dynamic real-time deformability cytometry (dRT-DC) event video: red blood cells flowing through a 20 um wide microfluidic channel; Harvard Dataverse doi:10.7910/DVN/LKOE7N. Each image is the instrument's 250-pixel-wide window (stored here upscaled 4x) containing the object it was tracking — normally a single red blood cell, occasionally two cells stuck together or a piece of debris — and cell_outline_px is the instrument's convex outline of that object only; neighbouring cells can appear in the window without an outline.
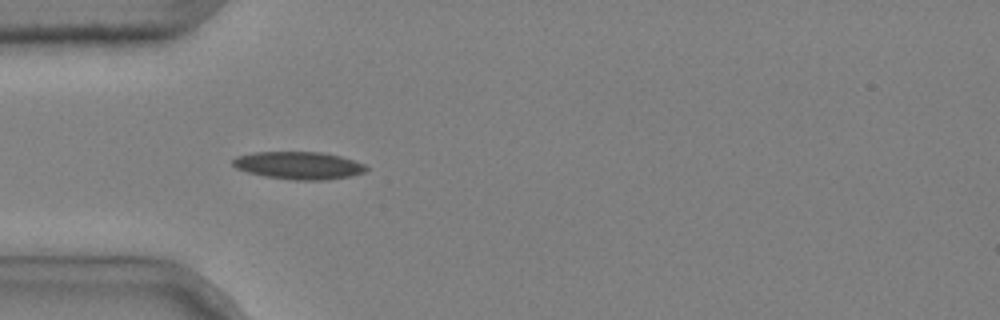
{"species": "common noctule bat (a hibernating species)", "species_latin": "Nyctalus noctula", "temperature_condition": "cold", "stored_images_in_passage": 2, "camera_frame_rate_fps": 3000, "um_per_image_px": 0.085, "animal": {"sex": "male", "body_mass_g": 20.4}, "frame": {"image": 1, "passage_image": 1, "time_ms": 0.0, "image_size_px": [1000, 320], "cell_outline_px": [[368, 168], [364, 172], [348, 176], [324, 180], [296, 180], [264, 176], [248, 172], [236, 168], [232, 164], [232, 160], [236, 156], [256, 152], [320, 152], [340, 156], [364, 164]], "centroid_in_image_um": [25.36, 14.06], "position_along_channel_um": 59.6, "area_um2": 21.21}}